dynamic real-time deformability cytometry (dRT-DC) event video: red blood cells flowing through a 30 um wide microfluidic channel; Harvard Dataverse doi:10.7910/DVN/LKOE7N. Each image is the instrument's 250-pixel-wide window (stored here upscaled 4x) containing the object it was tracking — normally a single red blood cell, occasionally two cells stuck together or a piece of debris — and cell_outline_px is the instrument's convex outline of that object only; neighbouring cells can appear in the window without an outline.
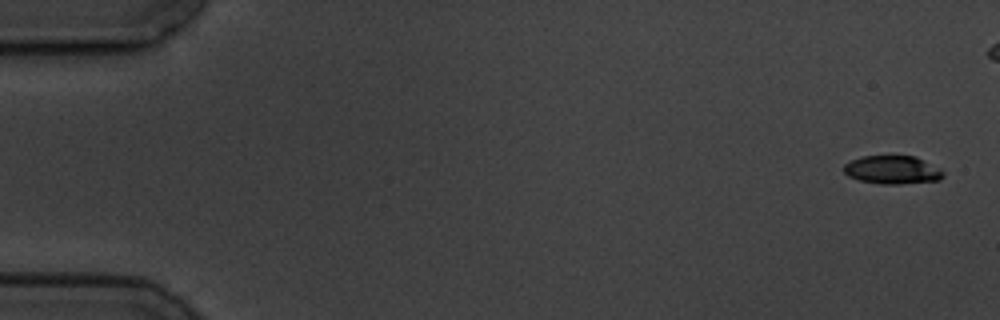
{"species": "common noctule bat (a hibernating species)", "species_latin": "Nyctalus noctula", "temperature_condition": "cold", "stored_images_in_passage": 6, "camera_frame_rate_fps": 3000, "um_per_image_px": 0.085, "animal": {"sex": "male", "body_mass_g": 19.5, "forearm_length_mm": 54.6}, "frame": {"image": 1, "passage_image": 1, "time_ms": 0.0, "image_size_px": [1000, 320], "cell_outline_px": [[944, 176], [940, 180], [896, 184], [880, 184], [860, 180], [848, 176], [844, 172], [844, 164], [860, 156], [916, 156], [944, 172]], "centroid_in_image_um": [75.83, 14.44], "position_along_channel_um": 9.2, "area_um2": 16.24}}